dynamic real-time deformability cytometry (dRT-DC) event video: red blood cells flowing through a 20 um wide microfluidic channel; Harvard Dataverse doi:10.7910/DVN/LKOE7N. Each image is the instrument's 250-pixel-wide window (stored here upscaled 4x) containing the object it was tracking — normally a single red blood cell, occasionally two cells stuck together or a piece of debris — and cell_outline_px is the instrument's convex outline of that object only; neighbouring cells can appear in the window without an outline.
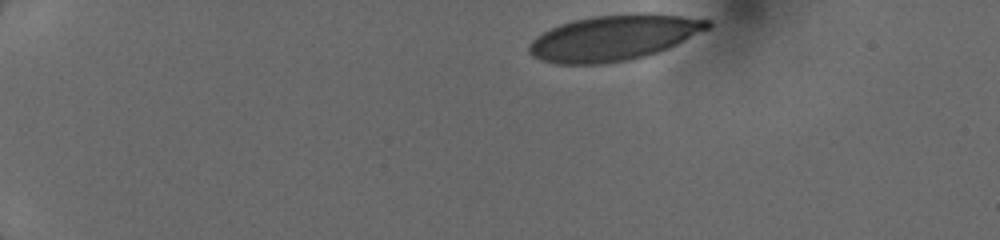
{"species": "human", "species_latin": "Homo sapiens", "temperature_condition": "cold", "stored_images_in_passage": 12, "camera_frame_rate_fps": 3000, "um_per_image_px": 0.085, "donor": {"sex": "female"}, "frame": {"image": 1, "passage_image": 1, "time_ms": 0.0, "image_size_px": [1000, 240], "cell_outline_px": [[712, 24], [708, 28], [668, 48], [644, 56], [628, 60], [600, 64], [556, 64], [540, 60], [532, 56], [528, 52], [528, 48], [532, 40], [536, 36], [560, 24], [572, 20], [592, 16], [636, 12], [652, 12], [712, 20]], "centroid_in_image_um": [52.16, 3.19], "position_along_channel_um": 32.8, "area_um2": 47.57}}
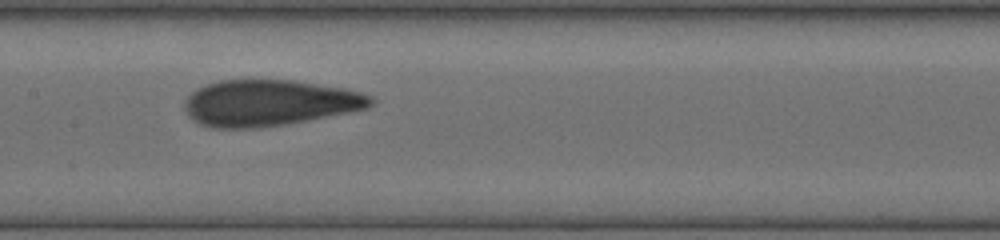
{"frame": {"image": 2, "passage_image": 9, "time_ms": 6.0, "image_size_px": [1000, 240], "cell_outline_px": [[376, 100], [368, 108], [352, 112], [284, 124], [260, 128], [212, 128], [200, 124], [192, 120], [188, 116], [184, 104], [184, 100], [196, 88], [220, 80], [292, 80], [344, 88], [360, 92], [372, 96]], "centroid_in_image_um": [22.88, 8.75], "position_along_channel_um": 184.5, "area_um2": 50.23}}
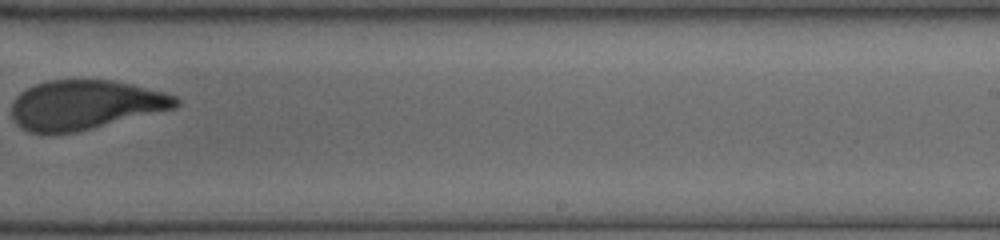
{"frame": {"image": 3, "passage_image": 12, "time_ms": 8.333, "image_size_px": [1000, 240], "cell_outline_px": [[180, 104], [176, 108], [76, 132], [48, 136], [28, 132], [20, 128], [12, 120], [12, 104], [16, 96], [20, 92], [36, 84], [48, 80], [112, 80], [132, 84], [164, 92], [176, 96], [180, 100]], "centroid_in_image_um": [7.2, 8.94], "position_along_channel_um": 281.8, "area_um2": 47.86}}